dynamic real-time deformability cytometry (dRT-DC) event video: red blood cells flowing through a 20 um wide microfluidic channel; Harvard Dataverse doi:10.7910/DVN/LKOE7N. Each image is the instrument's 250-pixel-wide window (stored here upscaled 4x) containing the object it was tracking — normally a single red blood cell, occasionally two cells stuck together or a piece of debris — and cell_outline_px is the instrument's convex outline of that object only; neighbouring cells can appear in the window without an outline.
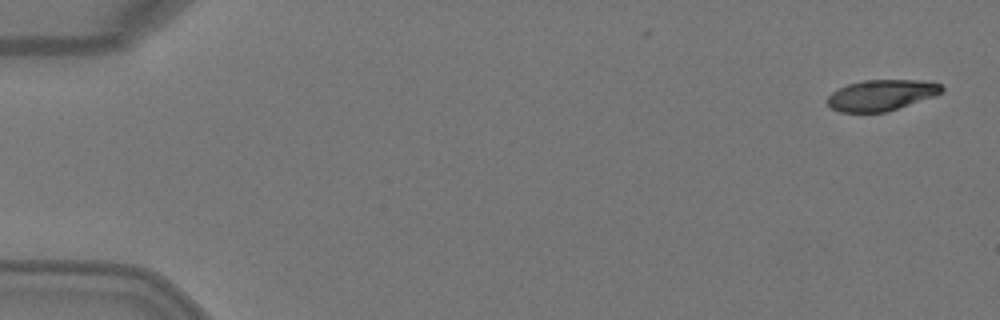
{"species": "Egyptian fruit bat (a non-hibernating species)", "species_latin": "Rousettus aegyptiacus", "temperature_condition": "warm", "stored_images_in_passage": 5, "camera_frame_rate_fps": 3000, "um_per_image_px": 0.085, "animal": {"sex": "female"}, "frame": {"image": 1, "passage_image": 1, "time_ms": 0.0, "image_size_px": [1000, 320], "cell_outline_px": [[944, 88], [936, 96], [888, 112], [840, 112], [832, 108], [828, 104], [828, 96], [832, 92], [848, 84], [864, 80], [924, 80], [940, 84]], "centroid_in_image_um": [74.95, 8.09], "position_along_channel_um": 10.1, "area_um2": 20.63}}
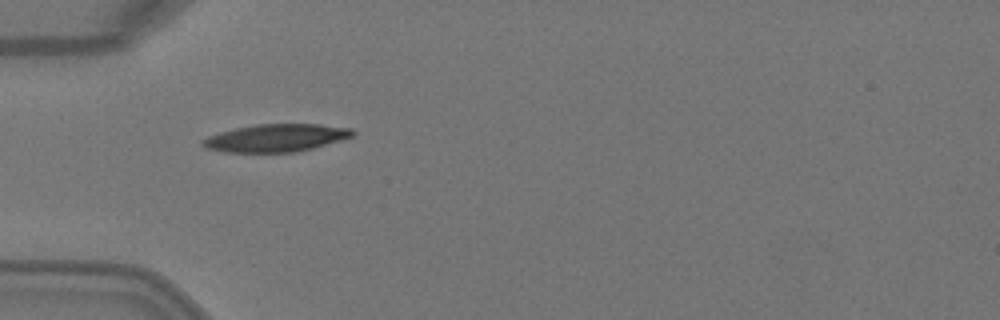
{"frame": {"image": 2, "passage_image": 4, "time_ms": 1.0, "image_size_px": [1000, 320], "cell_outline_px": [[356, 132], [352, 136], [340, 140], [312, 148], [296, 152], [224, 152], [208, 148], [200, 144], [208, 136], [220, 132], [236, 128], [256, 124], [320, 124], [352, 128]], "centroid_in_image_um": [23.48, 11.72], "position_along_channel_um": 61.5, "area_um2": 23.99}}